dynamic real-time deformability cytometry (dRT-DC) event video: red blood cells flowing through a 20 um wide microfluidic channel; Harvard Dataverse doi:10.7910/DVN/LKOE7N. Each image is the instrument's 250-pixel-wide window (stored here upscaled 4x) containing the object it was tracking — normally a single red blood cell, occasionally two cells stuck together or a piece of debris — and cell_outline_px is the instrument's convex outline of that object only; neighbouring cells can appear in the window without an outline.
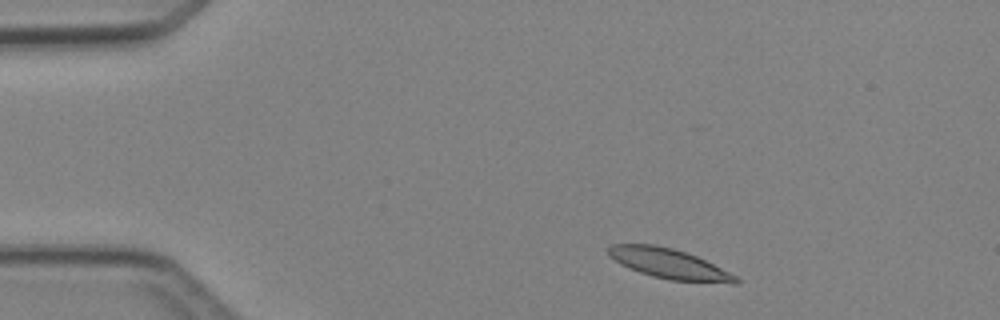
{"species": "Egyptian fruit bat (a non-hibernating species)", "species_latin": "Rousettus aegyptiacus", "temperature_condition": "cold", "stored_images_in_passage": 5, "camera_frame_rate_fps": 3000, "um_per_image_px": 0.085, "animal": {"sex": "female"}, "frame": {"image": 1, "passage_image": 1, "time_ms": 0.0, "image_size_px": [1000, 320], "cell_outline_px": [[740, 284], [732, 284], [672, 280], [652, 276], [640, 272], [620, 264], [608, 256], [608, 248], [612, 244], [652, 244], [672, 248], [696, 256], [736, 276], [740, 280]], "centroid_in_image_um": [56.87, 22.42], "position_along_channel_um": 28.1, "area_um2": 22.08}}
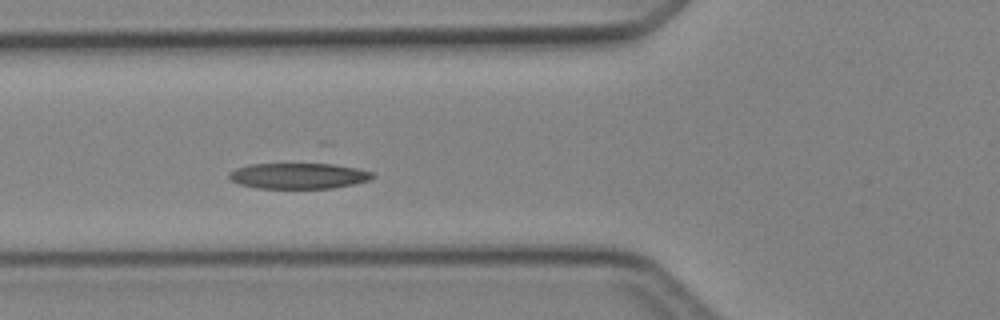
{"frame": {"image": 2, "passage_image": 4, "time_ms": 3.333, "image_size_px": [1000, 320], "cell_outline_px": [[376, 176], [368, 180], [352, 184], [332, 188], [256, 188], [240, 184], [232, 180], [228, 176], [228, 172], [236, 168], [248, 164], [320, 160], [324, 160], [372, 172]], "centroid_in_image_um": [25.39, 14.87], "position_along_channel_um": 100.4, "area_um2": 22.89}}
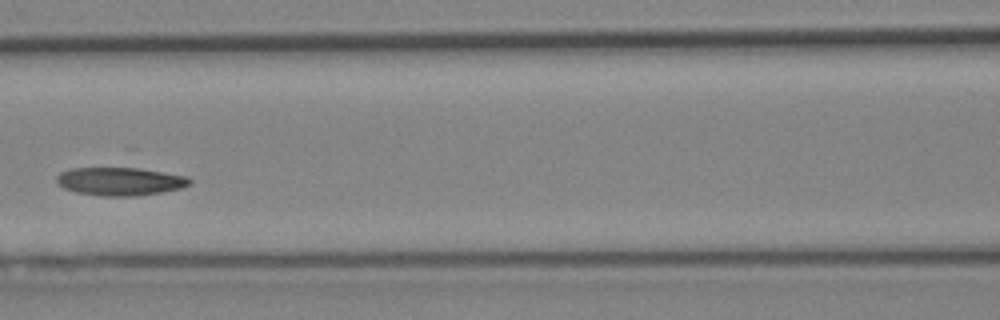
{"frame": {"image": 3, "passage_image": 5, "time_ms": 4.667, "image_size_px": [1000, 320], "cell_outline_px": [[192, 184], [180, 188], [160, 192], [136, 196], [100, 196], [76, 192], [64, 188], [56, 184], [56, 176], [60, 172], [72, 168], [140, 168], [188, 176], [192, 180]], "centroid_in_image_um": [10.2, 15.41], "position_along_channel_um": 156.4, "area_um2": 21.96}}